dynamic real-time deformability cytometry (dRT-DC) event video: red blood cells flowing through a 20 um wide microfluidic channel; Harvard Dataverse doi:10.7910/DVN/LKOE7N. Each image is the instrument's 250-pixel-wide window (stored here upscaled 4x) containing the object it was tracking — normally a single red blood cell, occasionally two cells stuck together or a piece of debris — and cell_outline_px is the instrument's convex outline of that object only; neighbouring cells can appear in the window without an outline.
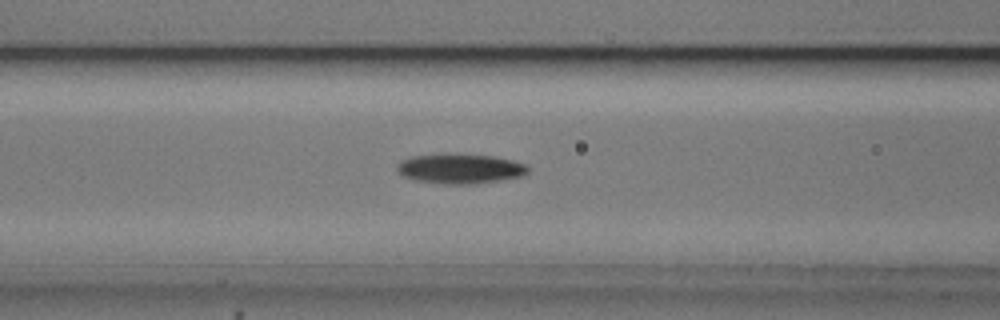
{"species": "common noctule bat (a hibernating species)", "species_latin": "Nyctalus noctula", "temperature_condition": "cold", "stored_images_in_passage": 54, "camera_frame_rate_fps": 3000, "um_per_image_px": 0.085, "animal": {"sex": "male", "body_mass_g": 20.5, "forearm_length_mm": 52.5}, "frame": {"image": 1, "passage_image": 22, "time_ms": 7.0, "image_size_px": [1000, 320], "cell_outline_px": [[528, 172], [524, 176], [476, 184], [444, 184], [416, 180], [404, 176], [396, 168], [396, 164], [412, 156], [496, 156], [512, 160], [524, 164], [528, 168]], "centroid_in_image_um": [39.16, 14.38], "position_along_channel_um": 127.4, "area_um2": 21.91}}
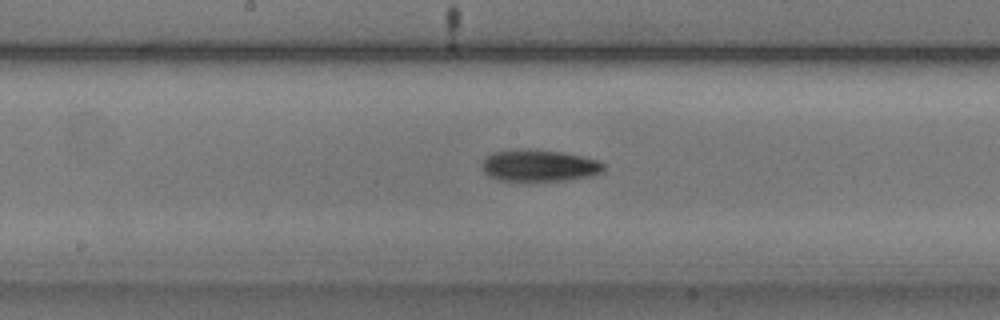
{"frame": {"image": 2, "passage_image": 28, "time_ms": 9.0, "image_size_px": [1000, 320], "cell_outline_px": [[604, 168], [600, 172], [592, 176], [568, 180], [524, 184], [500, 180], [488, 176], [484, 172], [484, 156], [492, 152], [520, 148], [528, 148], [564, 152], [584, 156], [600, 160], [604, 164]], "centroid_in_image_um": [45.82, 14.1], "position_along_channel_um": 202.4, "area_um2": 23.7}}
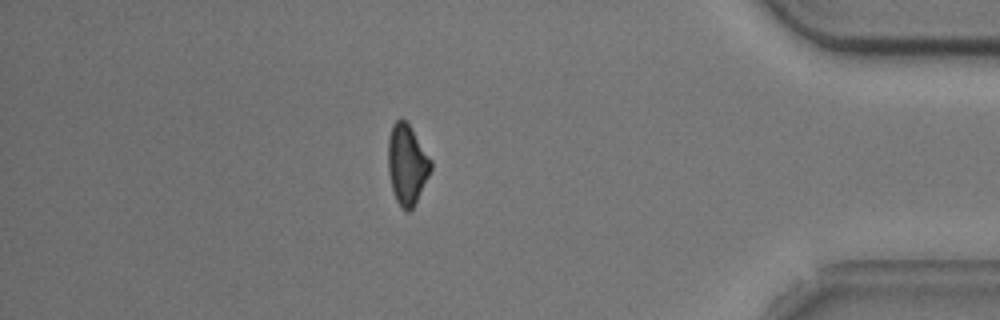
{"frame": {"image": 3, "passage_image": 47, "time_ms": 15.333, "image_size_px": [1000, 320], "cell_outline_px": [[432, 168], [412, 208], [408, 212], [404, 212], [396, 200], [392, 188], [388, 172], [388, 140], [392, 124], [400, 116], [408, 124], [432, 160]], "centroid_in_image_um": [34.58, 13.96], "position_along_channel_um": 400.6, "area_um2": 19.77}, "authors_computed_cell_mechanics": {"area_um2": 20.8947, "velocity_mm_per_s": 3.7284, "shape_relaxation_time_tau1_ms": 3.9689, "shape_relaxation_time_tau2_ms": null, "deformation_change_tau1": 0.1275, "deformation_change_tau2": null}}